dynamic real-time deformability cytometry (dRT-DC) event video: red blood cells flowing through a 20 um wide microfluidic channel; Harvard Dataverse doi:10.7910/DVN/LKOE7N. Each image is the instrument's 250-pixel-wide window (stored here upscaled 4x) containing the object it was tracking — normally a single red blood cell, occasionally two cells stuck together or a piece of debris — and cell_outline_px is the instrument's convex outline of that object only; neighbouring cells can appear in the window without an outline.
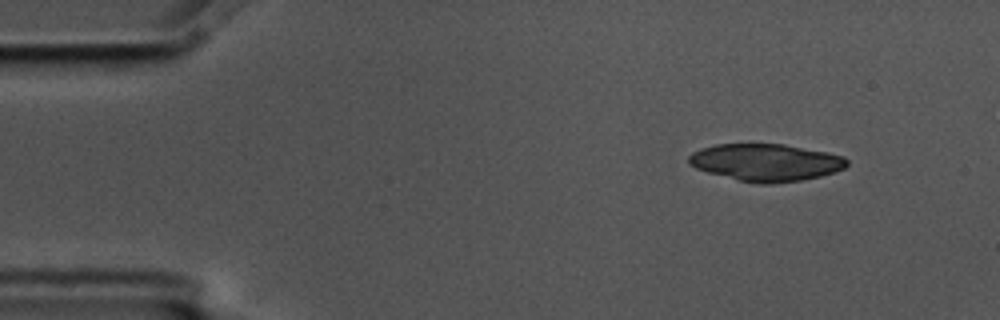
{"species": "common noctule bat (a hibernating species)", "species_latin": "Nyctalus noctula", "temperature_condition": "cold", "stored_images_in_passage": 8, "camera_frame_rate_fps": 3000, "um_per_image_px": 0.085, "animal": {"sex": "male", "body_mass_g": 17.5, "forearm_length_mm": 52.3}, "frame": {"image": 1, "passage_image": 1, "time_ms": 0.0, "image_size_px": [1000, 320], "cell_outline_px": [[848, 164], [844, 168], [836, 172], [820, 176], [800, 180], [772, 184], [760, 184], [736, 180], [708, 172], [696, 168], [688, 164], [688, 156], [692, 152], [700, 148], [716, 144], [784, 144], [828, 152], [844, 156], [848, 160]], "centroid_in_image_um": [65.09, 13.8], "position_along_channel_um": 19.9, "area_um2": 34.56}}